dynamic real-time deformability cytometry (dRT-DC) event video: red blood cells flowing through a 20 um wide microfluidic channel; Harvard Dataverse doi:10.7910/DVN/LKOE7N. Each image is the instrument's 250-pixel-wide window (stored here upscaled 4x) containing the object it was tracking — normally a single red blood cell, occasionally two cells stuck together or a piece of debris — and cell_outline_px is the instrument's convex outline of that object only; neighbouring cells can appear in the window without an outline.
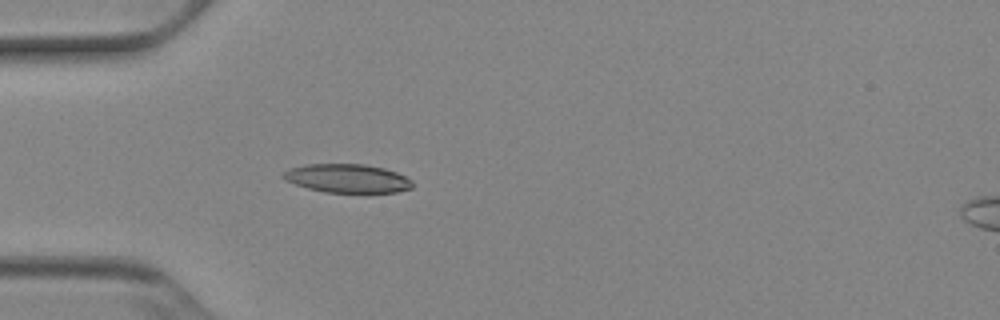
{"species": "Egyptian fruit bat (a non-hibernating species)", "species_latin": "Rousettus aegyptiacus", "temperature_condition": "cold", "stored_images_in_passage": 46, "camera_frame_rate_fps": 3000, "um_per_image_px": 0.085, "animal": {"sex": "female"}, "frame": {"image": 1, "passage_image": 10, "time_ms": 3.0, "image_size_px": [1000, 320], "cell_outline_px": [[412, 188], [396, 192], [368, 196], [324, 192], [308, 188], [284, 180], [280, 176], [284, 172], [292, 168], [304, 164], [364, 164], [384, 168], [396, 172], [412, 180]], "centroid_in_image_um": [29.57, 15.22], "position_along_channel_um": 55.4, "area_um2": 22.48}}
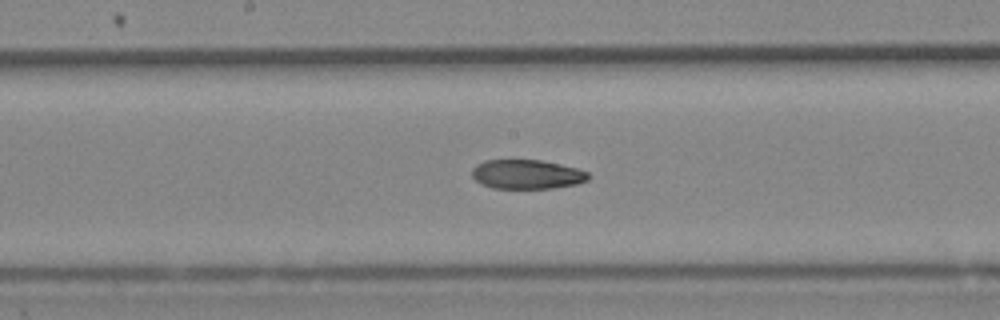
{"frame": {"image": 2, "passage_image": 22, "time_ms": 7.0, "image_size_px": [1000, 320], "cell_outline_px": [[588, 180], [576, 184], [552, 188], [492, 188], [480, 184], [472, 176], [472, 168], [476, 164], [484, 160], [540, 160], [560, 164], [576, 168], [588, 172]], "centroid_in_image_um": [44.75, 14.81], "position_along_channel_um": 203.5, "area_um2": 19.83}}
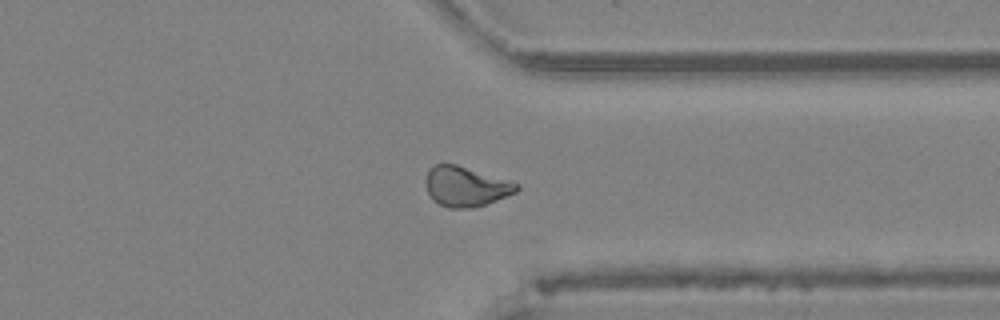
{"frame": {"image": 3, "passage_image": 35, "time_ms": 11.333, "image_size_px": [1000, 320], "cell_outline_px": [[520, 188], [516, 192], [496, 200], [472, 208], [448, 208], [432, 200], [428, 192], [424, 180], [428, 172], [436, 164], [456, 164], [508, 180], [520, 184]], "centroid_in_image_um": [39.58, 15.86], "position_along_channel_um": 371.8, "area_um2": 20.98}, "authors_computed_cell_mechanics": {"area_um2": 21.0681, "velocity_mm_per_s": 3.8975, "shape_relaxation_time_tau1_ms": 5.4655, "shape_relaxation_time_tau2_ms": 6.5132, "deformation_change_tau1": 0.1464, "deformation_change_tau2": 0.1302}}